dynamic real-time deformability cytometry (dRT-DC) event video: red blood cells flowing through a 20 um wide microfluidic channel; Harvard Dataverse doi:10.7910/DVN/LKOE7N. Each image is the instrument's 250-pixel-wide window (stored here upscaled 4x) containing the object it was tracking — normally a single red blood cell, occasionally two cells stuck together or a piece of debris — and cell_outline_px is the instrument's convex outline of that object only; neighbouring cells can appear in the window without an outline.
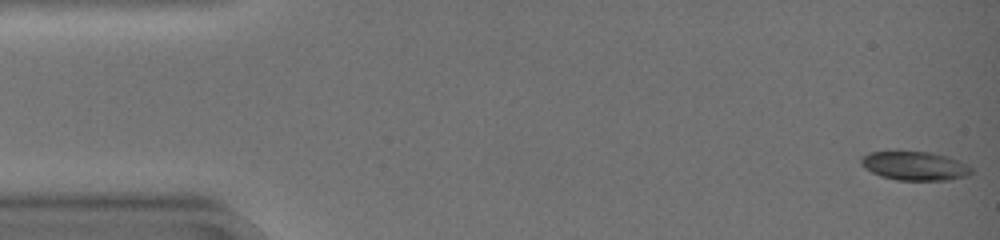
{"species": "common noctule bat (a hibernating species)", "species_latin": "Nyctalus noctula", "temperature_condition": "warm", "stored_images_in_passage": 46, "camera_frame_rate_fps": 3000, "um_per_image_px": 0.085, "animal": {"sex": "female", "body_mass_g": 19.0, "forearm_length_mm": 51.5}, "frame": {"image": 1, "passage_image": 1, "time_ms": 0.0, "image_size_px": [1000, 240], "cell_outline_px": [[972, 172], [968, 176], [948, 180], [896, 180], [880, 176], [864, 168], [860, 164], [860, 156], [868, 152], [896, 148], [932, 152], [948, 156], [960, 160], [968, 164], [972, 168]], "centroid_in_image_um": [77.7, 14.04], "position_along_channel_um": 7.3, "area_um2": 19.71}}
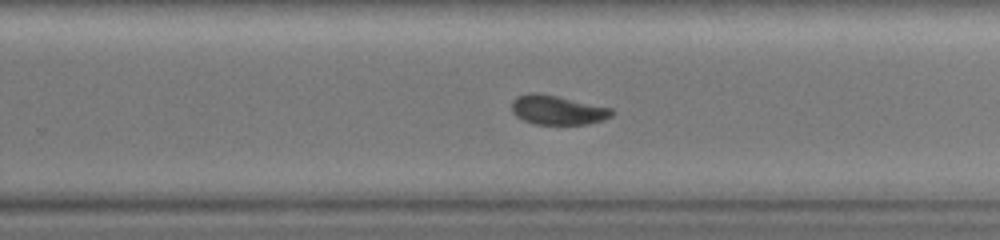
{"frame": {"image": 2, "passage_image": 30, "time_ms": 9.667, "image_size_px": [1000, 240], "cell_outline_px": [[616, 112], [612, 116], [604, 120], [588, 124], [532, 124], [516, 116], [512, 112], [512, 100], [516, 96], [532, 92], [556, 96], [612, 108]], "centroid_in_image_um": [47.4, 9.36], "position_along_channel_um": 282.4, "area_um2": 17.11}}
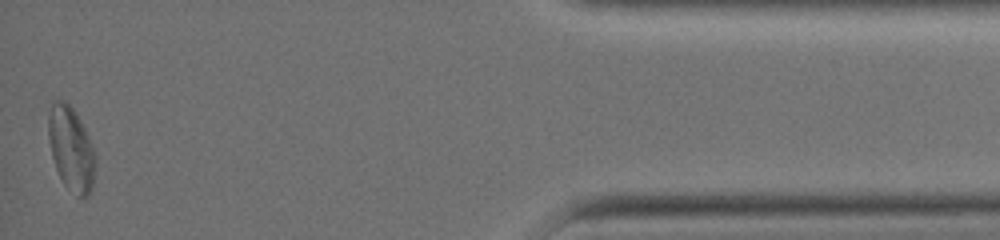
{"frame": {"image": 3, "passage_image": 45, "time_ms": 14.667, "image_size_px": [1000, 240], "cell_outline_px": [[96, 164], [92, 188], [88, 196], [84, 200], [64, 184], [56, 168], [52, 156], [48, 136], [48, 116], [52, 100], [64, 100], [76, 112], [88, 136], [96, 156]], "centroid_in_image_um": [6.05, 12.64], "position_along_channel_um": 429.2, "area_um2": 23.0}, "authors_computed_cell_mechanics": {"area_um2": 18.1492, "velocity_mm_per_s": 4.2499, "shape_relaxation_time_tau1_ms": 6.1435, "shape_relaxation_time_tau2_ms": 7.8866, "deformation_change_tau1": 0.1757, "deformation_change_tau2": 0.1066}}